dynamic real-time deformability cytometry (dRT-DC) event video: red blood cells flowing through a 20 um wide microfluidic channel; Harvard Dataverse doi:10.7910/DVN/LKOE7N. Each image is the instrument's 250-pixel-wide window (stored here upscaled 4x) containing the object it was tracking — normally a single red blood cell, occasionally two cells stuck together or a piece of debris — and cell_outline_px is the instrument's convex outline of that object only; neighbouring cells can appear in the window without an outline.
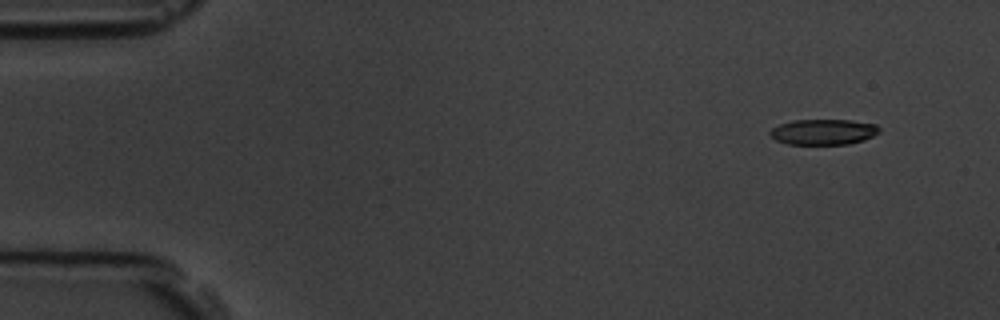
{"species": "common noctule bat (a hibernating species)", "species_latin": "Nyctalus noctula", "temperature_condition": "room temperature", "stored_images_in_passage": 5, "camera_frame_rate_fps": 3000, "um_per_image_px": 0.085, "animal": {"sex": "male", "body_mass_g": 19.5, "forearm_length_mm": 54.6}, "frame": {"image": 1, "passage_image": 5, "time_ms": 5.333, "image_size_px": [1000, 320], "cell_outline_px": [[880, 132], [864, 140], [848, 144], [788, 144], [776, 140], [768, 132], [772, 128], [780, 124], [792, 120], [852, 120], [876, 124], [880, 128]], "centroid_in_image_um": [70.0, 11.21], "position_along_channel_um": 15.0, "area_um2": 16.3}}